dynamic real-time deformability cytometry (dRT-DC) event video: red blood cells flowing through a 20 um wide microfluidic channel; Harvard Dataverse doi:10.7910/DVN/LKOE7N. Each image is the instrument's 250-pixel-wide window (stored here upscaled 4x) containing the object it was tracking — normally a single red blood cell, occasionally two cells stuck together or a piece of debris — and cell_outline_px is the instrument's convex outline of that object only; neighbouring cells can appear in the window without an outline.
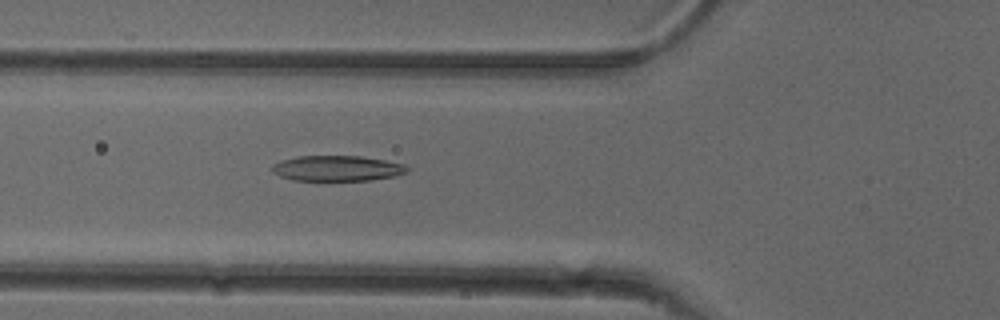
{"species": "common noctule bat (a hibernating species)", "species_latin": "Nyctalus noctula", "temperature_condition": "cold", "stored_images_in_passage": 52, "camera_frame_rate_fps": 3000, "um_per_image_px": 0.085, "animal": {"sex": "female"}, "frame": {"image": 1, "passage_image": 19, "time_ms": 6.0, "image_size_px": [1000, 320], "cell_outline_px": [[408, 172], [396, 176], [368, 180], [292, 180], [280, 176], [272, 172], [272, 164], [280, 160], [296, 156], [360, 156], [384, 160], [404, 164], [408, 168]], "centroid_in_image_um": [28.63, 14.3], "position_along_channel_um": 97.2, "area_um2": 20.06}}
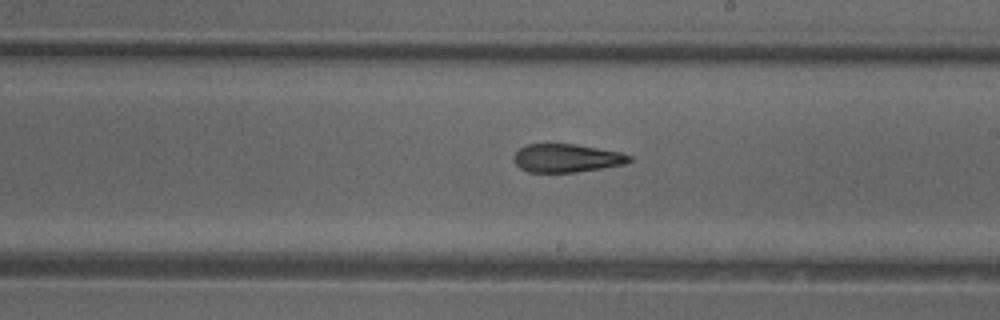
{"frame": {"image": 2, "passage_image": 30, "time_ms": 9.667, "image_size_px": [1000, 320], "cell_outline_px": [[632, 160], [624, 164], [576, 172], [528, 172], [520, 168], [512, 160], [512, 156], [520, 148], [528, 144], [576, 144], [620, 152], [632, 156]], "centroid_in_image_um": [48.14, 13.44], "position_along_channel_um": 240.9, "area_um2": 19.02}}
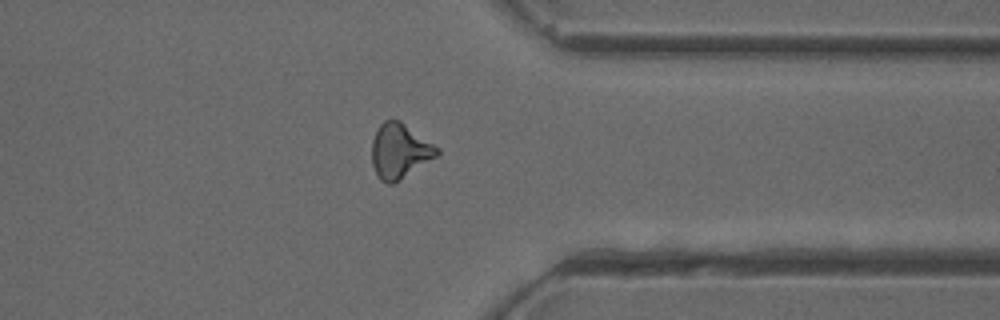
{"frame": {"image": 3, "passage_image": 41, "time_ms": 13.333, "image_size_px": [1000, 320], "cell_outline_px": [[440, 152], [436, 156], [392, 184], [388, 184], [380, 180], [372, 164], [372, 140], [380, 124], [384, 120], [400, 120], [440, 148]], "centroid_in_image_um": [33.96, 12.81], "position_along_channel_um": 377.4, "area_um2": 20.52}, "authors_computed_cell_mechanics": {"area_um2": 20.2589, "velocity_mm_per_s": 3.8963, "shape_relaxation_time_tau1_ms": 5.4772, "shape_relaxation_time_tau2_ms": 2.5552, "deformation_change_tau1": 0.1579, "deformation_change_tau2": 0.1175}}